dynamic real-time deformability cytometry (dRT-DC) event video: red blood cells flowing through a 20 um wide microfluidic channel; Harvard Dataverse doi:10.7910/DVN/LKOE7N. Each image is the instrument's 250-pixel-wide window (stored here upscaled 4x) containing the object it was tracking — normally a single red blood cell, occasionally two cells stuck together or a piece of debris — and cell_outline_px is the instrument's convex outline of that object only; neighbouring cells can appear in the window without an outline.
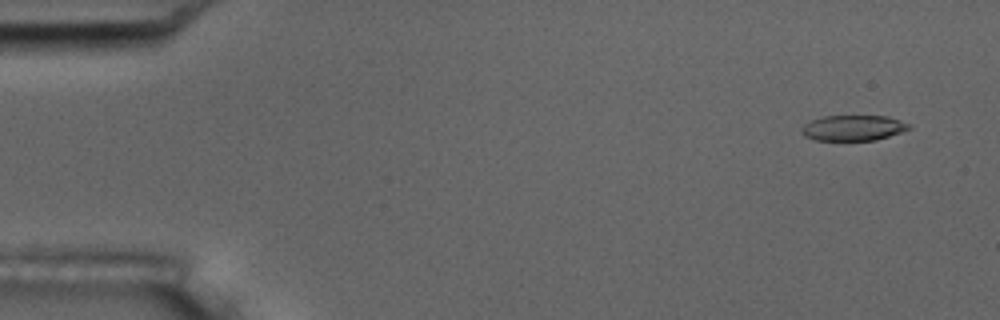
{"species": "common noctule bat (a hibernating species)", "species_latin": "Nyctalus noctula", "temperature_condition": "room temperature", "stored_images_in_passage": 5, "camera_frame_rate_fps": 3000, "um_per_image_px": 0.085, "animal": {"sex": "male", "body_mass_g": 17.5, "forearm_length_mm": 52.3}, "frame": {"image": 1, "passage_image": 1, "time_ms": 0.0, "image_size_px": [1000, 320], "cell_outline_px": [[912, 128], [876, 140], [816, 140], [804, 136], [800, 132], [800, 128], [804, 124], [812, 120], [824, 116], [888, 116], [900, 120], [908, 124]], "centroid_in_image_um": [72.49, 10.87], "position_along_channel_um": 12.5, "area_um2": 15.9}}
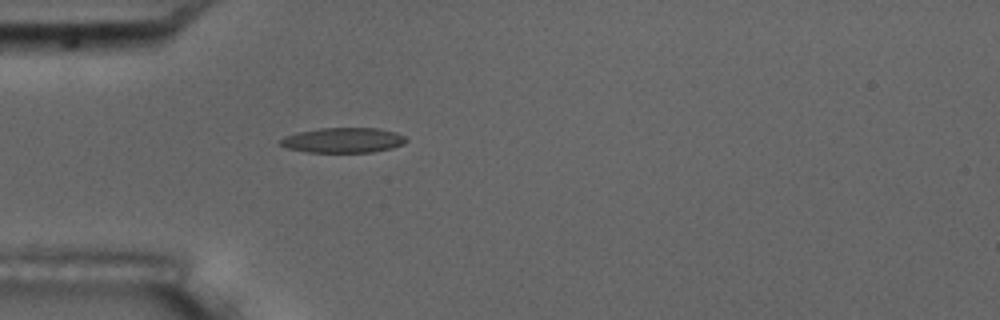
{"frame": {"image": 2, "passage_image": 5, "time_ms": 4.333, "image_size_px": [1000, 320], "cell_outline_px": [[408, 140], [404, 144], [392, 148], [372, 152], [308, 152], [288, 148], [280, 144], [280, 140], [284, 136], [300, 132], [320, 128], [376, 128], [396, 132], [404, 136]], "centroid_in_image_um": [29.2, 11.92], "position_along_channel_um": 55.8, "area_um2": 18.26}}